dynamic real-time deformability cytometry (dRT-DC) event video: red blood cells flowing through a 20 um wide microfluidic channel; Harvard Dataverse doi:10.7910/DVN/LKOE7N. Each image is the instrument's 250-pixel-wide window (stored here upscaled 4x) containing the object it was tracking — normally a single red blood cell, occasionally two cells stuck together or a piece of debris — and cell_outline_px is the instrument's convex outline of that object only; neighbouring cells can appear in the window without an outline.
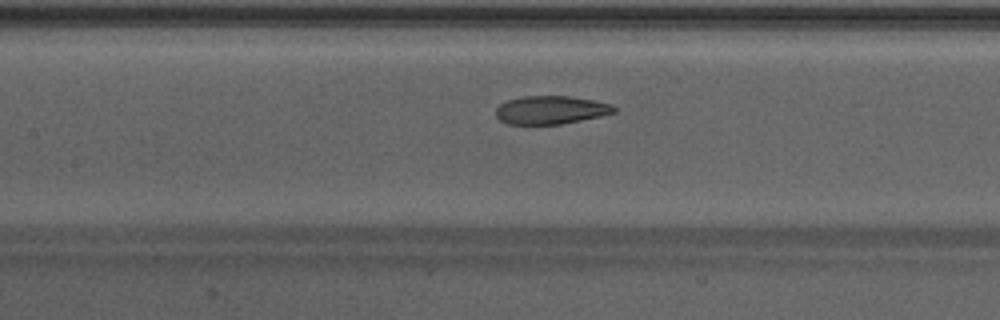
{"species": "Egyptian fruit bat (a non-hibernating species)", "species_latin": "Rousettus aegyptiacus", "temperature_condition": "warm", "stored_images_in_passage": 30, "camera_frame_rate_fps": 3000, "um_per_image_px": 0.085, "animal": {"sex": "male"}, "frame": {"image": 1, "passage_image": 10, "time_ms": 3.0, "image_size_px": [1000, 320], "cell_outline_px": [[616, 112], [600, 116], [560, 124], [508, 124], [500, 120], [496, 116], [496, 108], [500, 104], [508, 100], [524, 96], [568, 96], [592, 100], [612, 104], [616, 108]], "centroid_in_image_um": [46.81, 9.35], "position_along_channel_um": 160.6, "area_um2": 19.31}}
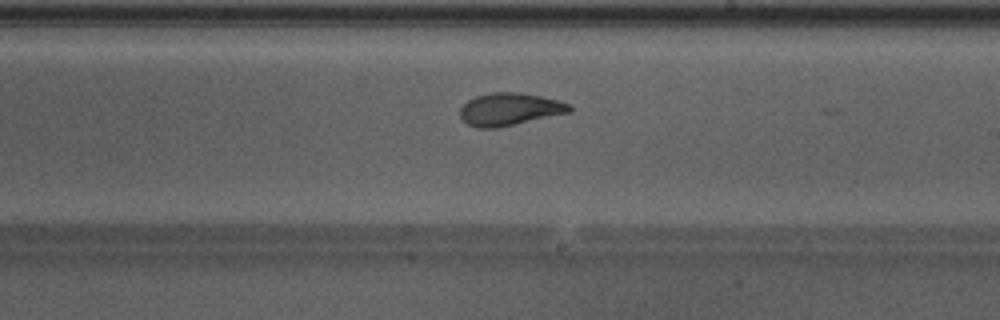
{"frame": {"image": 2, "passage_image": 16, "time_ms": 5.0, "image_size_px": [1000, 320], "cell_outline_px": [[572, 112], [496, 128], [476, 128], [468, 124], [460, 116], [460, 108], [468, 100], [476, 96], [492, 92], [520, 92], [560, 100], [568, 104], [572, 108]], "centroid_in_image_um": [43.33, 9.28], "position_along_channel_um": 245.7, "area_um2": 20.75}}
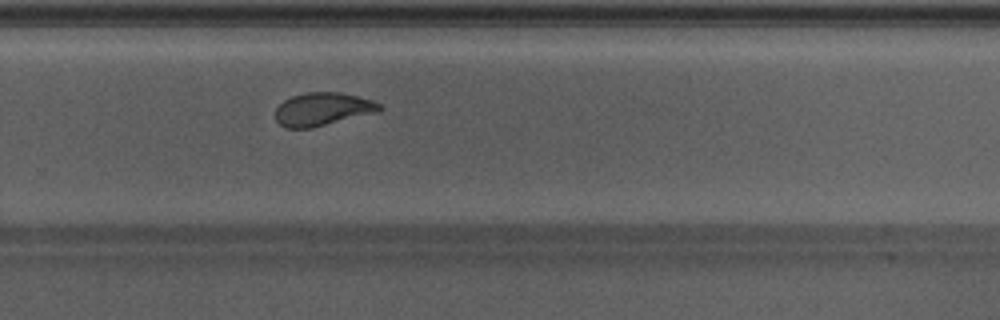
{"frame": {"image": 3, "passage_image": 20, "time_ms": 6.333, "image_size_px": [1000, 320], "cell_outline_px": [[384, 108], [380, 112], [312, 128], [284, 128], [276, 120], [276, 108], [284, 100], [292, 96], [308, 92], [340, 92], [372, 100], [380, 104]], "centroid_in_image_um": [27.45, 9.29], "position_along_channel_um": 302.3, "area_um2": 20.23}, "authors_computed_cell_mechanics": {"area_um2": 20.808, "velocity_mm_per_s": 4.2685, "shape_relaxation_time_tau1_ms": 7.4832, "shape_relaxation_time_tau2_ms": 1.2268, "deformation_change_tau1": 0.2185, "deformation_change_tau2": 0.0654}}